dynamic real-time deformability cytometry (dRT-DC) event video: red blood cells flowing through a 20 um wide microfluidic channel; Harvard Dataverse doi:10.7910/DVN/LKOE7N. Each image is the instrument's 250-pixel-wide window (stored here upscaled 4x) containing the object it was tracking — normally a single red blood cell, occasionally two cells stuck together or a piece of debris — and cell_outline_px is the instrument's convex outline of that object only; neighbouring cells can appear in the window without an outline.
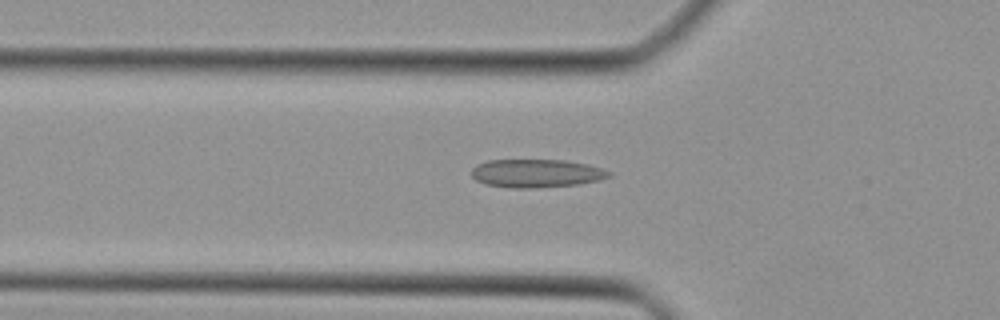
{"species": "Egyptian fruit bat (a non-hibernating species)", "species_latin": "Rousettus aegyptiacus", "temperature_condition": "cold", "stored_images_in_passage": 45, "camera_frame_rate_fps": 3000, "um_per_image_px": 0.085, "animal": {"sex": "female"}, "frame": {"image": 1, "passage_image": 15, "time_ms": 4.667, "image_size_px": [1000, 320], "cell_outline_px": [[612, 176], [596, 180], [576, 184], [536, 188], [512, 188], [484, 184], [476, 180], [472, 176], [472, 168], [476, 164], [488, 160], [564, 160], [588, 164], [612, 172]], "centroid_in_image_um": [45.56, 14.73], "position_along_channel_um": 80.2, "area_um2": 22.6}}
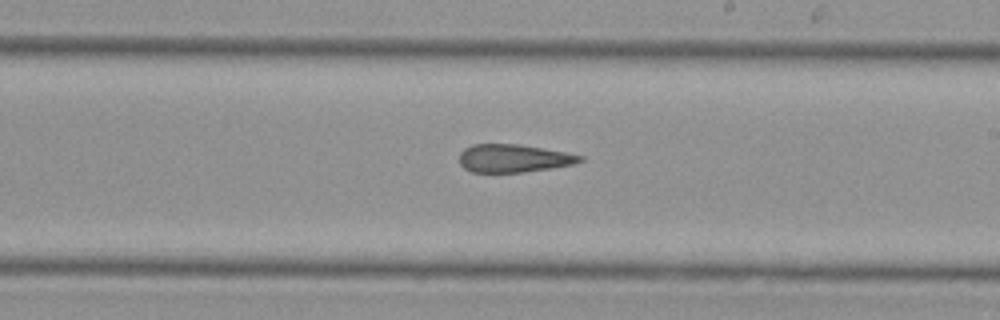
{"frame": {"image": 2, "passage_image": 26, "time_ms": 8.333, "image_size_px": [1000, 320], "cell_outline_px": [[584, 160], [572, 164], [524, 172], [472, 172], [464, 168], [460, 164], [460, 152], [464, 148], [472, 144], [520, 144], [564, 152], [584, 156]], "centroid_in_image_um": [43.62, 13.45], "position_along_channel_um": 245.4, "area_um2": 19.54}}
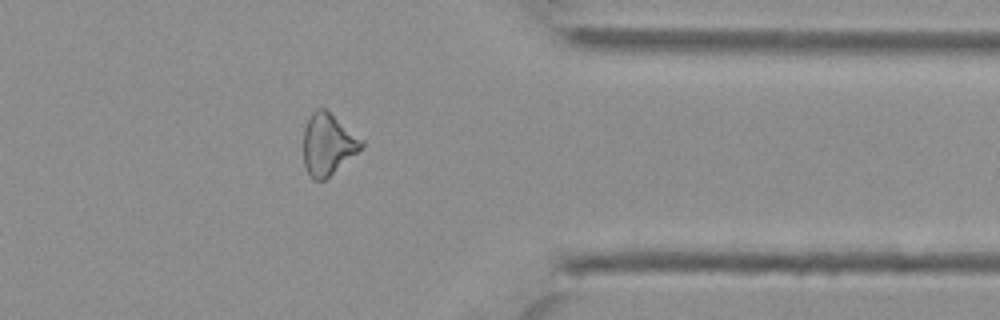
{"frame": {"image": 3, "passage_image": 36, "time_ms": 11.667, "image_size_px": [1000, 320], "cell_outline_px": [[364, 148], [324, 180], [312, 180], [304, 164], [304, 128], [312, 112], [316, 108], [324, 108], [364, 140]], "centroid_in_image_um": [27.89, 12.27], "position_along_channel_um": 383.5, "area_um2": 20.75}}